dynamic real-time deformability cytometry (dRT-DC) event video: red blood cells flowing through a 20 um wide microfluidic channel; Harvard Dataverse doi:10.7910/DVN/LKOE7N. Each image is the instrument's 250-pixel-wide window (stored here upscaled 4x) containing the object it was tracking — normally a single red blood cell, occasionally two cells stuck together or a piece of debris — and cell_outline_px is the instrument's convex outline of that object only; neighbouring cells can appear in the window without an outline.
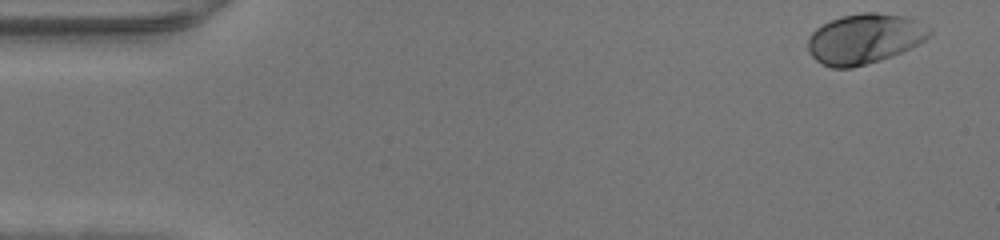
{"species": "human", "species_latin": "Homo sapiens", "temperature_condition": "warm", "stored_images_in_passage": 46, "camera_frame_rate_fps": 3000, "um_per_image_px": 0.085, "donor": {"sex": "male"}, "frame": {"image": 1, "passage_image": 1, "time_ms": 0.0, "image_size_px": [1000, 240], "cell_outline_px": [[932, 32], [924, 40], [892, 56], [880, 60], [852, 68], [832, 68], [816, 60], [808, 52], [808, 36], [816, 28], [832, 20], [844, 16], [860, 12], [876, 12], [904, 16], [932, 28]], "centroid_in_image_um": [73.46, 3.29], "position_along_channel_um": 11.5, "area_um2": 35.14}}
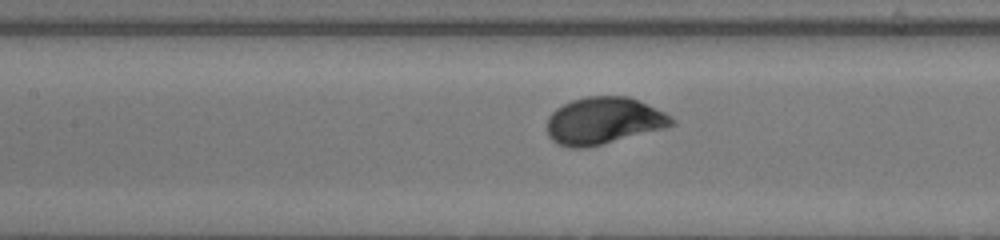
{"frame": {"image": 2, "passage_image": 20, "time_ms": 6.333, "image_size_px": [1000, 240], "cell_outline_px": [[676, 124], [664, 128], [584, 148], [572, 148], [556, 144], [548, 136], [548, 116], [556, 108], [572, 100], [588, 96], [628, 96], [664, 112], [676, 120]], "centroid_in_image_um": [51.28, 10.26], "position_along_channel_um": 156.1, "area_um2": 33.81}}
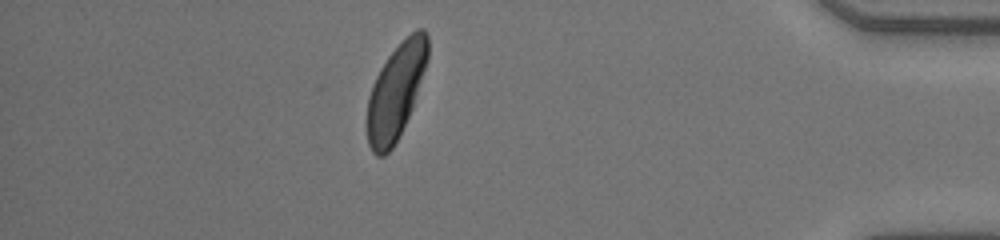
{"frame": {"image": 3, "passage_image": 40, "time_ms": 13.0, "image_size_px": [1000, 240], "cell_outline_px": [[428, 60], [412, 108], [392, 148], [384, 156], [376, 156], [372, 152], [368, 144], [368, 96], [372, 84], [380, 68], [388, 56], [416, 28], [424, 28], [428, 32]], "centroid_in_image_um": [33.66, 7.75], "position_along_channel_um": 401.5, "area_um2": 33.18}}